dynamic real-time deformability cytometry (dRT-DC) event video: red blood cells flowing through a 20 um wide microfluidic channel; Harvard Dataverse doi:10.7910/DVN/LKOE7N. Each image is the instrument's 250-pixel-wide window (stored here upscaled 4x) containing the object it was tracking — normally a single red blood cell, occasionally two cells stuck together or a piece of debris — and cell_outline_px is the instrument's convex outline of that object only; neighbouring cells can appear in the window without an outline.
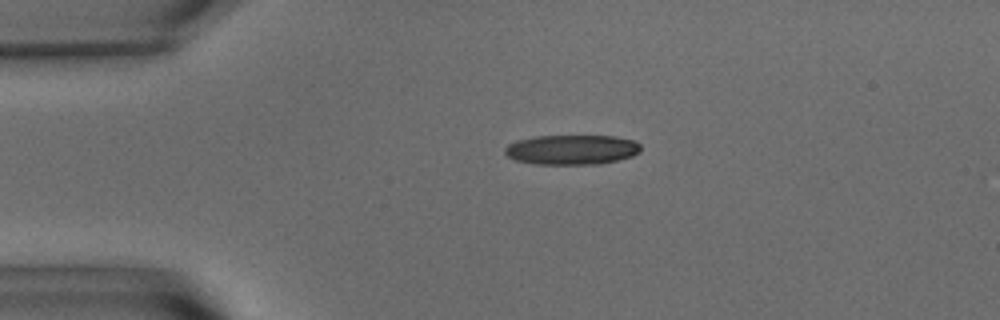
{"species": "common noctule bat (a hibernating species)", "species_latin": "Nyctalus noctula", "temperature_condition": "warm", "stored_images_in_passage": 44, "camera_frame_rate_fps": 3000, "um_per_image_px": 0.085, "animal": {"sex": "male", "body_mass_g": 15.6}, "frame": {"image": 1, "passage_image": 1, "time_ms": 0.0, "image_size_px": [1000, 320], "cell_outline_px": [[640, 152], [632, 156], [600, 164], [536, 164], [516, 160], [508, 156], [504, 152], [504, 148], [508, 144], [516, 140], [536, 136], [616, 136], [632, 140], [640, 144]], "centroid_in_image_um": [48.59, 12.72], "position_along_channel_um": 36.4, "area_um2": 23.58}}
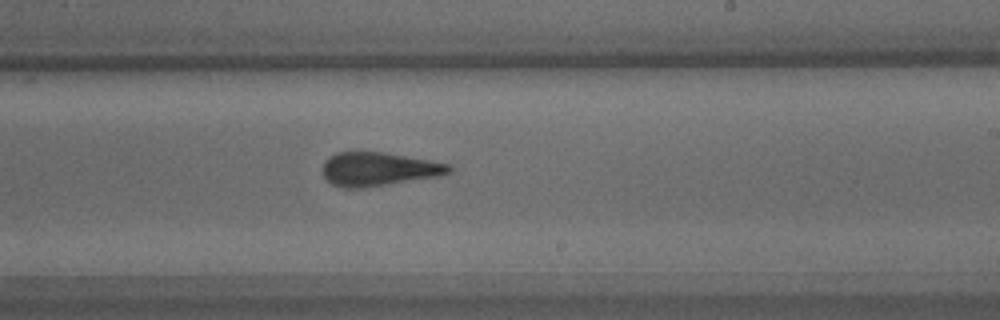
{"frame": {"image": 2, "passage_image": 22, "time_ms": 7.0, "image_size_px": [1000, 320], "cell_outline_px": [[452, 172], [440, 176], [360, 188], [344, 188], [332, 184], [324, 176], [324, 160], [328, 156], [336, 152], [384, 152], [428, 160], [448, 164], [452, 168]], "centroid_in_image_um": [32.17, 14.37], "position_along_channel_um": 256.8, "area_um2": 24.57}}
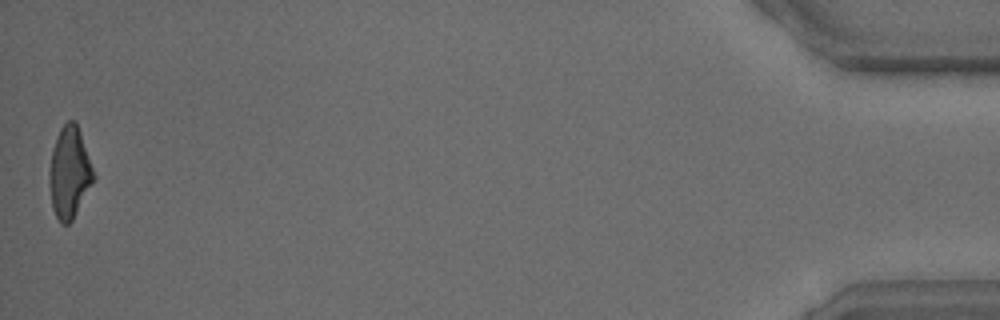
{"frame": {"image": 3, "passage_image": 44, "time_ms": 14.333, "image_size_px": [1000, 320], "cell_outline_px": [[96, 176], [72, 220], [68, 224], [60, 224], [52, 208], [48, 172], [52, 148], [56, 136], [60, 128], [68, 120], [76, 120]], "centroid_in_image_um": [5.89, 14.64], "position_along_channel_um": 429.3, "area_um2": 23.64}, "authors_computed_cell_mechanics": {"area_um2": 24.9985, "velocity_mm_per_s": 3.6393, "shape_relaxation_time_tau1_ms": 6.0327, "shape_relaxation_time_tau2_ms": 2.5853, "deformation_change_tau1": 0.201, "deformation_change_tau2": 0.1524}}